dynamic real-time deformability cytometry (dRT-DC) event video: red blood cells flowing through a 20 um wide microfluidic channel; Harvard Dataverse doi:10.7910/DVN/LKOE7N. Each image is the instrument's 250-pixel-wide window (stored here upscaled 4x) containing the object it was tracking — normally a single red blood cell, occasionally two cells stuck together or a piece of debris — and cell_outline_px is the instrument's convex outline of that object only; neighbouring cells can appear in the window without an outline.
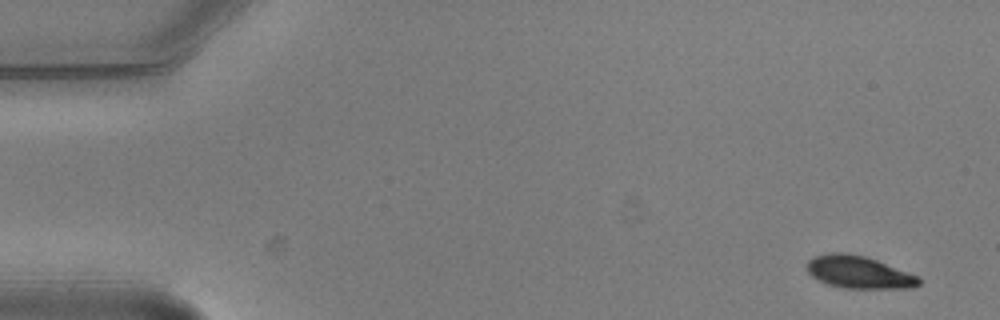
{"species": "common noctule bat (a hibernating species)", "species_latin": "Nyctalus noctula", "temperature_condition": "warm", "stored_images_in_passage": 4, "camera_frame_rate_fps": 3000, "um_per_image_px": 0.085, "animal": {"sex": "male", "body_mass_g": 20.5, "forearm_length_mm": 52.5}, "frame": {"image": 1, "passage_image": 1, "time_ms": 0.0, "image_size_px": [1000, 320], "cell_outline_px": [[920, 284], [912, 288], [844, 288], [828, 284], [812, 276], [808, 272], [808, 260], [816, 256], [828, 252], [848, 252], [864, 256], [876, 260], [920, 276]], "centroid_in_image_um": [73.02, 23.13], "position_along_channel_um": 12.0, "area_um2": 21.1}}